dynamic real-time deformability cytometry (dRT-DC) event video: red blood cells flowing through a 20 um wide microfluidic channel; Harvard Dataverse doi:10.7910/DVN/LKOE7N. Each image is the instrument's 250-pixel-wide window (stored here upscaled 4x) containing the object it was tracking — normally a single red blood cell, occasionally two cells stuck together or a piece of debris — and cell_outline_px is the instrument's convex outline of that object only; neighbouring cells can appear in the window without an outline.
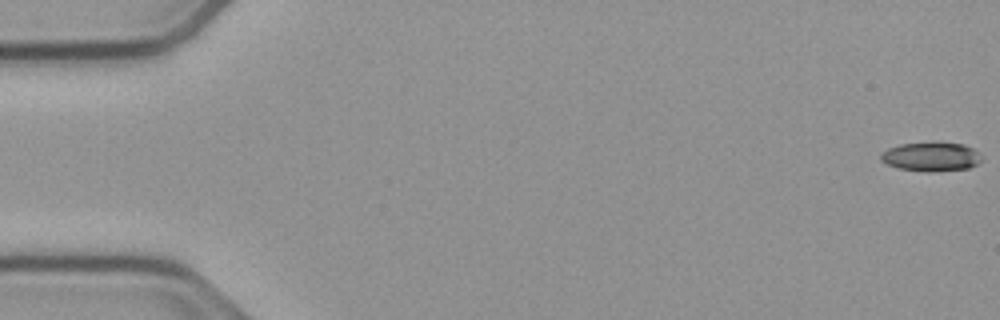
{"species": "common noctule bat (a hibernating species)", "species_latin": "Nyctalus noctula", "temperature_condition": "cold", "stored_images_in_passage": 55, "camera_frame_rate_fps": 3000, "um_per_image_px": 0.085, "animal": {"sex": "male", "body_mass_g": 23.1, "forearm_length_mm": 52.7}, "frame": {"image": 1, "passage_image": 1, "time_ms": 0.0, "image_size_px": [1000, 320], "cell_outline_px": [[980, 160], [976, 164], [968, 168], [932, 172], [924, 172], [896, 168], [880, 160], [880, 152], [888, 148], [900, 144], [964, 144], [980, 152]], "centroid_in_image_um": [79.1, 13.35], "position_along_channel_um": 5.9, "area_um2": 16.76}}
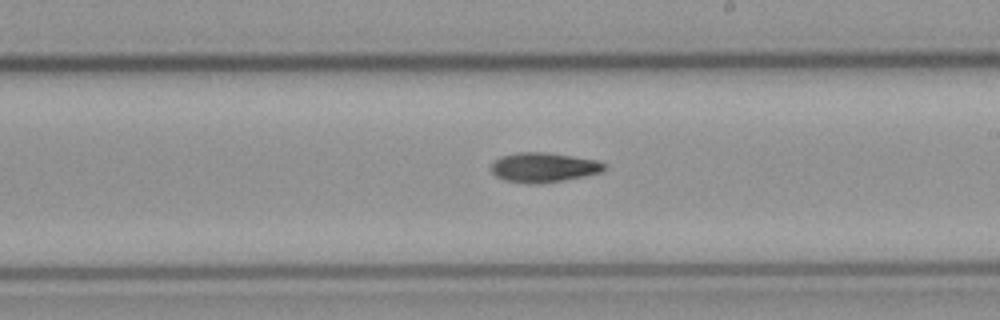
{"frame": {"image": 2, "passage_image": 32, "time_ms": 10.333, "image_size_px": [1000, 320], "cell_outline_px": [[608, 168], [604, 172], [564, 180], [540, 184], [528, 184], [504, 180], [496, 176], [492, 172], [492, 164], [500, 156], [520, 152], [544, 152], [572, 156], [596, 160], [608, 164]], "centroid_in_image_um": [46.26, 14.24], "position_along_channel_um": 242.7, "area_um2": 19.71}}
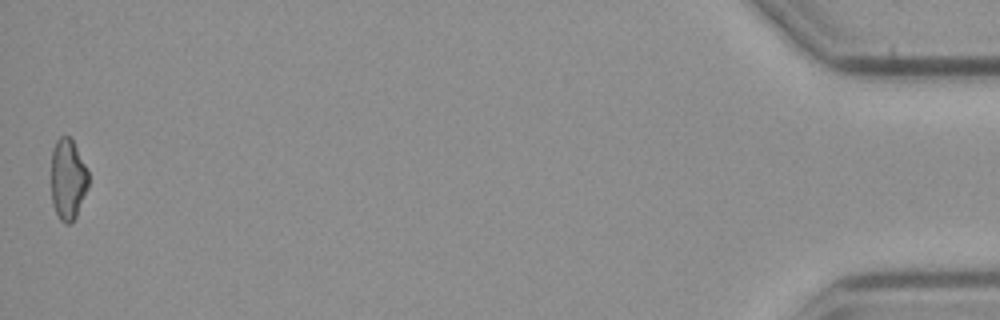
{"frame": {"image": 3, "passage_image": 55, "time_ms": 18.0, "image_size_px": [1000, 320], "cell_outline_px": [[88, 188], [76, 216], [68, 224], [64, 224], [60, 220], [52, 204], [52, 148], [56, 140], [60, 136], [68, 136], [72, 140], [88, 172]], "centroid_in_image_um": [5.76, 15.25], "position_along_channel_um": 429.4, "area_um2": 17.34}, "authors_computed_cell_mechanics": {"area_um2": 18.4382, "velocity_mm_per_s": 3.7701, "shape_relaxation_time_tau1_ms": 7.7341, "shape_relaxation_time_tau2_ms": null, "deformation_change_tau1": 0.1573, "deformation_change_tau2": null}}